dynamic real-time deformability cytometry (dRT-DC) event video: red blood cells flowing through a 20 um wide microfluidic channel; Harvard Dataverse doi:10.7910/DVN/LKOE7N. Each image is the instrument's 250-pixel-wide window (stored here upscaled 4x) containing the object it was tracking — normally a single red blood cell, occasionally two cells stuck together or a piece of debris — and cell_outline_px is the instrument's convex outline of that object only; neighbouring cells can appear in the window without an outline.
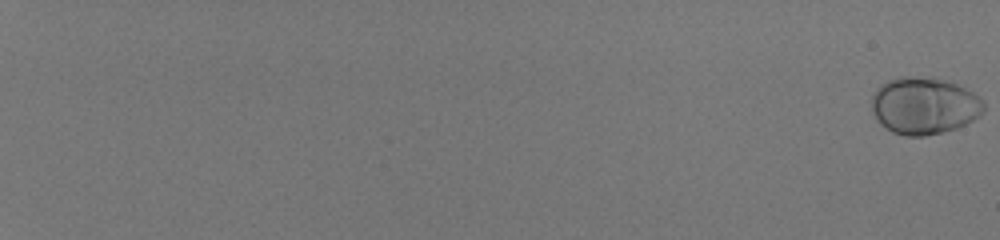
{"species": "human", "species_latin": "Homo sapiens", "temperature_condition": "room temperature", "stored_images_in_passage": 58, "camera_frame_rate_fps": 3000, "um_per_image_px": 0.085, "donor": {"sex": "male"}, "frame": {"image": 1, "passage_image": 1, "time_ms": 0.0, "image_size_px": [1000, 240], "cell_outline_px": [[984, 112], [980, 116], [956, 128], [944, 132], [924, 136], [904, 136], [892, 132], [880, 124], [876, 120], [872, 112], [872, 96], [876, 88], [880, 84], [888, 80], [900, 76], [932, 76], [956, 84], [980, 96], [984, 100]], "centroid_in_image_um": [78.54, 8.98], "position_along_channel_um": 6.5, "area_um2": 37.8}}
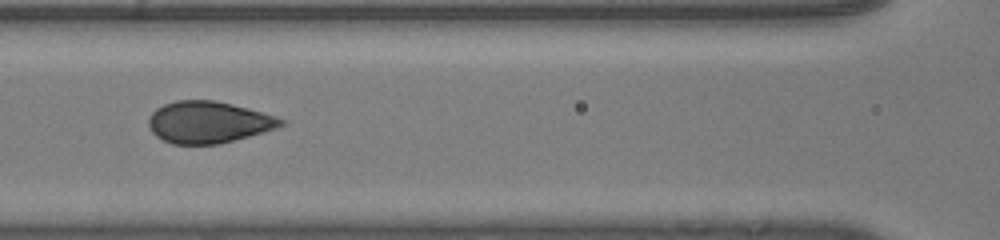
{"frame": {"image": 2, "passage_image": 34, "time_ms": 11.0, "image_size_px": [1000, 240], "cell_outline_px": [[284, 124], [276, 128], [248, 136], [216, 144], [172, 144], [156, 136], [148, 128], [148, 120], [152, 112], [156, 108], [164, 104], [176, 100], [216, 100], [248, 108], [276, 116], [284, 120]], "centroid_in_image_um": [17.68, 10.37], "position_along_channel_um": 148.9, "area_um2": 32.02}}
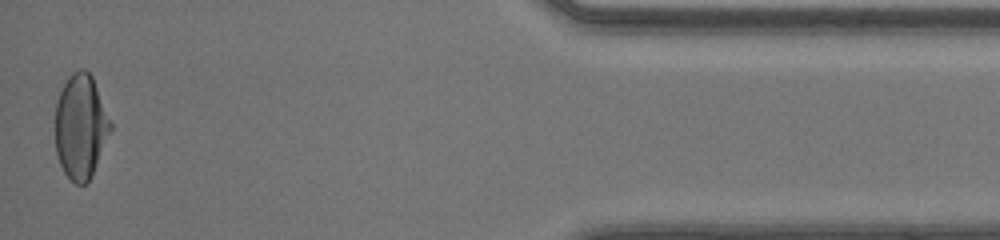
{"frame": {"image": 3, "passage_image": 58, "time_ms": 19.0, "image_size_px": [1000, 240], "cell_outline_px": [[112, 128], [92, 172], [88, 180], [84, 184], [76, 184], [64, 172], [60, 164], [56, 152], [56, 104], [60, 92], [68, 76], [72, 72], [80, 68], [84, 68], [92, 76], [112, 124]], "centroid_in_image_um": [6.85, 10.71], "position_along_channel_um": 428.4, "area_um2": 33.06}, "authors_computed_cell_mechanics": {"area_um2": 33.4084, "velocity_mm_per_s": 4.1275, "shape_relaxation_time_tau1_ms": 3.2309, "shape_relaxation_time_tau2_ms": null, "deformation_change_tau1": 0.1633, "deformation_change_tau2": null}}